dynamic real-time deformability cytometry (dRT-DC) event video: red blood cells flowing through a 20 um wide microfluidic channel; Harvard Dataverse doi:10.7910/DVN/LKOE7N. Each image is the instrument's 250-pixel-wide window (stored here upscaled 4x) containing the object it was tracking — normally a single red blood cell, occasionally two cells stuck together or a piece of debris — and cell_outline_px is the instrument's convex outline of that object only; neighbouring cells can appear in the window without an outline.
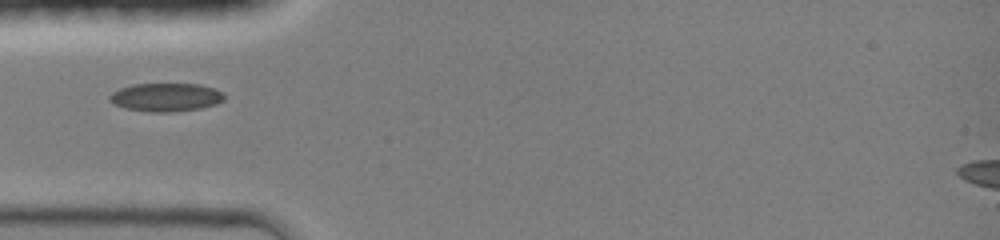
{"species": "common noctule bat (a hibernating species)", "species_latin": "Nyctalus noctula", "temperature_condition": "room temperature", "stored_images_in_passage": 30, "camera_frame_rate_fps": 3000, "um_per_image_px": 0.085, "animal": {"sex": "female", "body_mass_g": 19.0, "forearm_length_mm": 51.5}, "frame": {"image": 1, "passage_image": 1, "time_ms": 0.0, "image_size_px": [1000, 240], "cell_outline_px": [[224, 100], [216, 104], [200, 108], [168, 112], [148, 112], [124, 108], [108, 100], [108, 96], [112, 92], [120, 88], [132, 84], [200, 84], [216, 88], [224, 92]], "centroid_in_image_um": [14.11, 8.26], "position_along_channel_um": 70.9, "area_um2": 19.07}}
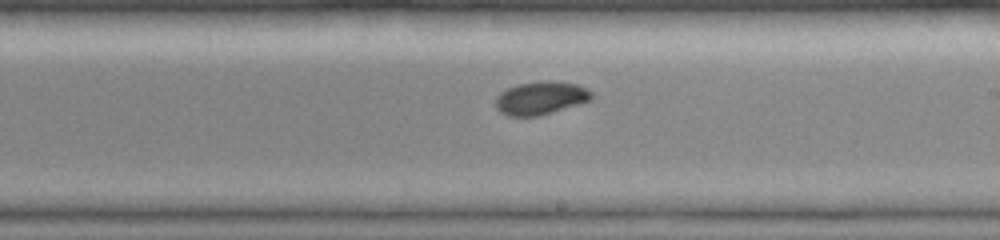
{"frame": {"image": 2, "passage_image": 13, "time_ms": 4.0, "image_size_px": [1000, 240], "cell_outline_px": [[592, 100], [580, 104], [540, 116], [508, 116], [500, 112], [496, 108], [496, 96], [500, 92], [516, 84], [540, 80], [548, 80], [576, 84], [588, 88], [592, 92]], "centroid_in_image_um": [45.97, 8.33], "position_along_channel_um": 243.0, "area_um2": 18.84}}
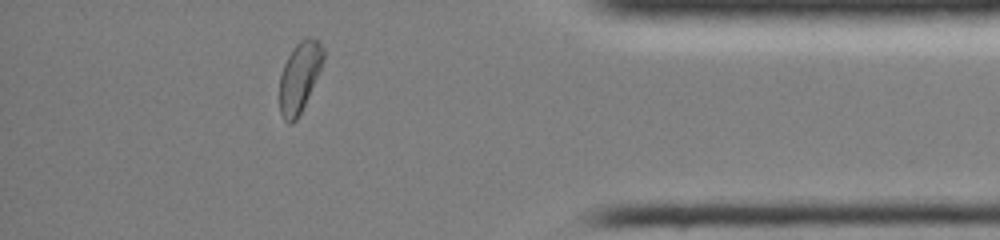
{"frame": {"image": 3, "passage_image": 26, "time_ms": 8.333, "image_size_px": [1000, 240], "cell_outline_px": [[324, 60], [304, 104], [296, 120], [292, 124], [288, 124], [284, 120], [280, 112], [280, 76], [284, 64], [288, 56], [296, 44], [300, 40], [308, 36], [316, 40], [324, 48]], "centroid_in_image_um": [25.45, 6.54], "position_along_channel_um": 409.8, "area_um2": 17.51}}